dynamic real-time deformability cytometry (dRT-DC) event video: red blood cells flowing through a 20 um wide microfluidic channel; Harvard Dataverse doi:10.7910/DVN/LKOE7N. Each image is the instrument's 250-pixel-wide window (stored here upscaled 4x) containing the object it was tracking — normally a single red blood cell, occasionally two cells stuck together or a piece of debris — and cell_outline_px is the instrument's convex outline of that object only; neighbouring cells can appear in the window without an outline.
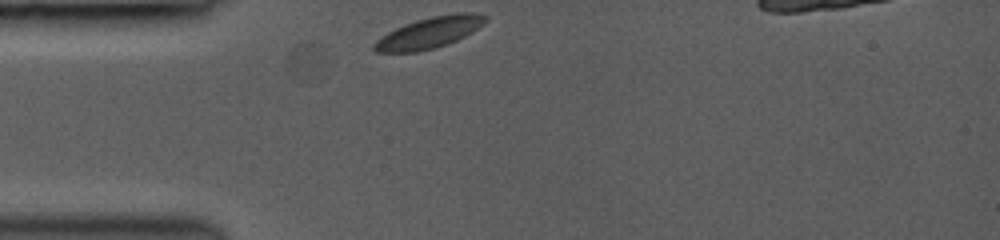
{"species": "common noctule bat (a hibernating species)", "species_latin": "Nyctalus noctula", "temperature_condition": "room temperature", "stored_images_in_passage": 18, "camera_frame_rate_fps": 3000, "um_per_image_px": 0.085, "animal": {"sex": "female", "body_mass_g": 19.0, "forearm_length_mm": 53.3}, "frame": {"image": 1, "passage_image": 1, "time_ms": 0.0, "image_size_px": [1000, 240], "cell_outline_px": [[488, 20], [484, 24], [464, 36], [456, 40], [436, 48], [416, 52], [376, 52], [372, 48], [372, 44], [380, 36], [404, 24], [416, 20], [432, 16], [456, 12], [472, 12], [488, 16]], "centroid_in_image_um": [36.49, 2.77], "position_along_channel_um": 48.5, "area_um2": 20.29}}
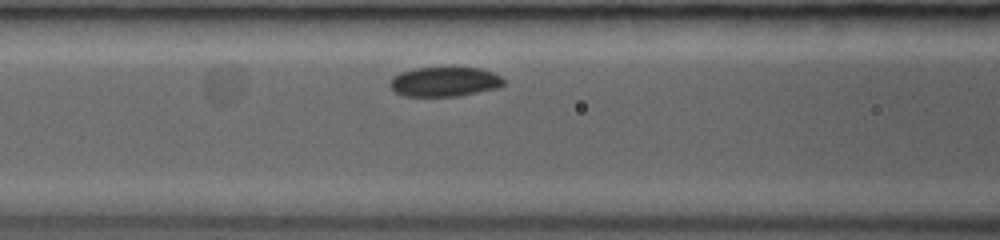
{"frame": {"image": 2, "passage_image": 6, "time_ms": 2.333, "image_size_px": [1000, 240], "cell_outline_px": [[504, 84], [496, 88], [456, 96], [404, 96], [396, 92], [388, 84], [388, 80], [392, 76], [400, 72], [416, 68], [480, 68], [492, 72], [500, 76], [504, 80]], "centroid_in_image_um": [37.73, 6.94], "position_along_channel_um": 128.9, "area_um2": 19.48}}
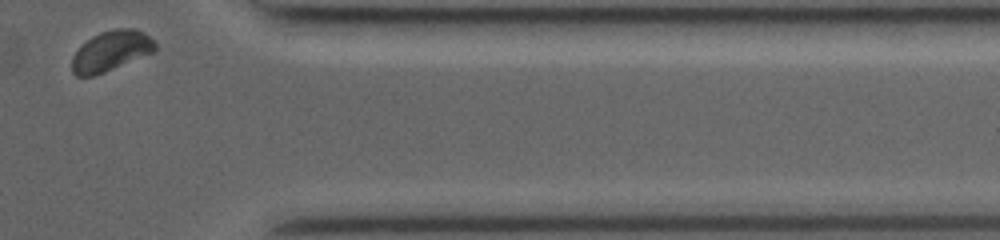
{"frame": {"image": 3, "passage_image": 18, "time_ms": 9.333, "image_size_px": [1000, 240], "cell_outline_px": [[156, 52], [104, 72], [92, 76], [76, 76], [72, 72], [72, 56], [92, 36], [100, 32], [116, 28], [136, 28], [144, 32], [156, 44]], "centroid_in_image_um": [9.47, 4.33], "position_along_channel_um": 401.9, "area_um2": 19.48}}